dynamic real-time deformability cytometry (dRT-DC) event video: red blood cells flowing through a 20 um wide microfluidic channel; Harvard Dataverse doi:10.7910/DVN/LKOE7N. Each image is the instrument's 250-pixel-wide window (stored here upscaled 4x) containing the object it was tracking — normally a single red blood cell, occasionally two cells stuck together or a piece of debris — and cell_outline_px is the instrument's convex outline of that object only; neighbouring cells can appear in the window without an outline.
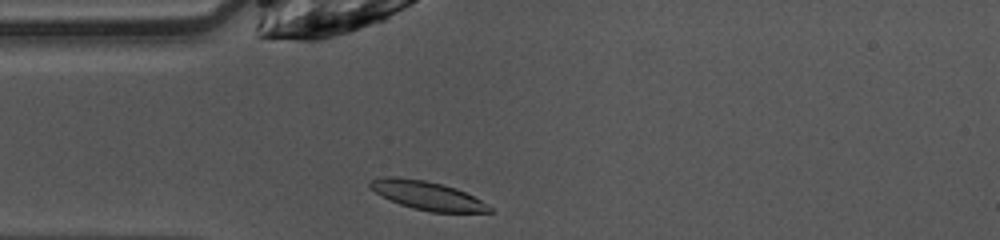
{"species": "common noctule bat (a hibernating species)", "species_latin": "Nyctalus noctula", "temperature_condition": "warm", "stored_images_in_passage": 37, "camera_frame_rate_fps": 3000, "um_per_image_px": 0.085, "animal": {"sex": "female", "body_mass_g": 10.0, "forearm_length_mm": 53.1}, "frame": {"image": 1, "passage_image": 1, "time_ms": 0.0, "image_size_px": [1000, 240], "cell_outline_px": [[492, 212], [428, 212], [412, 208], [400, 204], [376, 192], [368, 184], [372, 180], [384, 176], [396, 176], [424, 180], [456, 188], [480, 200], [492, 208]], "centroid_in_image_um": [36.31, 16.61], "position_along_channel_um": 48.7, "area_um2": 19.54}}
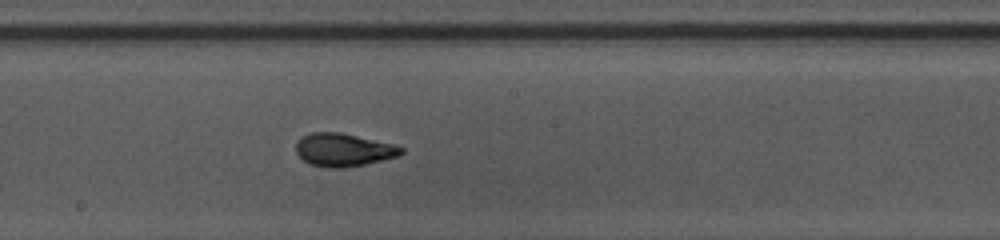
{"frame": {"image": 2, "passage_image": 14, "time_ms": 4.333, "image_size_px": [1000, 240], "cell_outline_px": [[404, 152], [396, 156], [364, 164], [344, 168], [328, 168], [312, 164], [304, 160], [296, 152], [296, 144], [300, 136], [312, 132], [340, 132], [392, 144], [404, 148]], "centroid_in_image_um": [29.15, 12.73], "position_along_channel_um": 219.0, "area_um2": 20.0}}
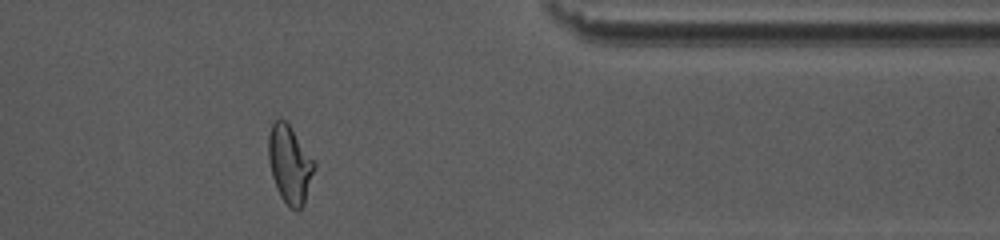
{"frame": {"image": 3, "passage_image": 28, "time_ms": 9.0, "image_size_px": [1000, 240], "cell_outline_px": [[316, 168], [304, 204], [296, 212], [280, 196], [276, 188], [272, 176], [268, 160], [268, 136], [272, 124], [276, 120], [284, 120], [288, 124], [316, 164]], "centroid_in_image_um": [24.62, 14.0], "position_along_channel_um": 386.8, "area_um2": 20.52}, "authors_computed_cell_mechanics": {"area_um2": 20.1722, "velocity_mm_per_s": 4.0431, "shape_relaxation_time_tau1_ms": 3.2708, "shape_relaxation_time_tau2_ms": 1.4769, "deformation_change_tau1": 0.1708, "deformation_change_tau2": 0.06}}